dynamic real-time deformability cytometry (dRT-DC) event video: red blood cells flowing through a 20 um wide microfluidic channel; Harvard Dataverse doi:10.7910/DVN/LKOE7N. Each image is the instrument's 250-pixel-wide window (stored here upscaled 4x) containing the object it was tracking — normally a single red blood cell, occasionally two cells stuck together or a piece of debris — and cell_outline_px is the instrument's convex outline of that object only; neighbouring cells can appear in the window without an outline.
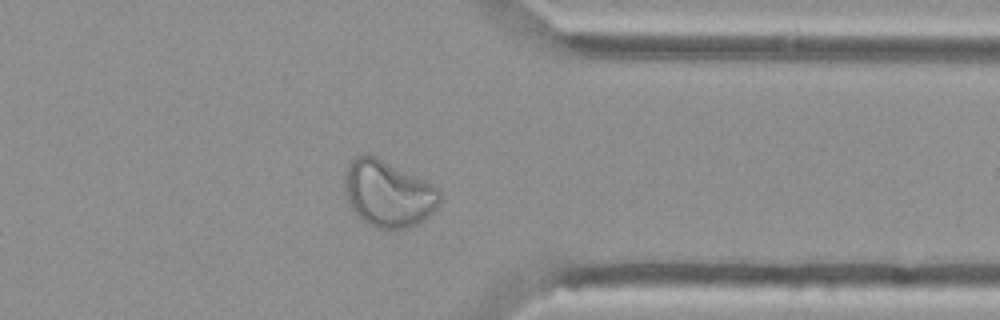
{"species": "Egyptian fruit bat (a non-hibernating species)", "species_latin": "Rousettus aegyptiacus", "temperature_condition": "cold", "stored_images_in_passage": 38, "camera_frame_rate_fps": 3000, "um_per_image_px": 0.085, "animal": {"sex": "female"}, "frame": {"image": 1, "passage_image": 27, "time_ms": 8.667, "image_size_px": [1000, 320], "cell_outline_px": [[440, 200], [436, 208], [420, 224], [408, 228], [380, 228], [368, 224], [348, 204], [344, 188], [344, 172], [348, 164], [360, 152], [368, 152], [440, 188]], "centroid_in_image_um": [32.97, 16.43], "position_along_channel_um": 378.4, "area_um2": 36.99}}